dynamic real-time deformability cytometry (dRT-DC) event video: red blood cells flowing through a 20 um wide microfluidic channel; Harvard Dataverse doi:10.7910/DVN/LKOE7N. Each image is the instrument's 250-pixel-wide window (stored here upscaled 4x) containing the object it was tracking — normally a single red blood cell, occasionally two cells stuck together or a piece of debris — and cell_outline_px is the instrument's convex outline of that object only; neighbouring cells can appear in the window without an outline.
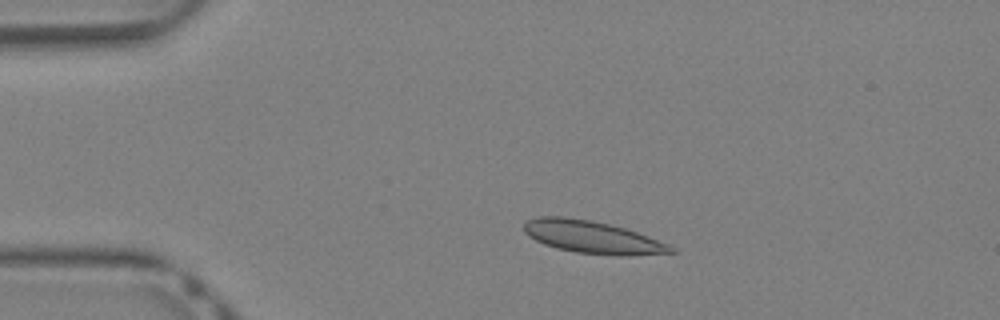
{"species": "Egyptian fruit bat (a non-hibernating species)", "species_latin": "Rousettus aegyptiacus", "temperature_condition": "warm", "stored_images_in_passage": 35, "camera_frame_rate_fps": 3000, "um_per_image_px": 0.085, "animal": {"sex": "female"}, "frame": {"image": 1, "passage_image": 3, "time_ms": 0.667, "image_size_px": [1000, 320], "cell_outline_px": [[676, 252], [628, 256], [620, 256], [576, 252], [556, 248], [544, 244], [528, 236], [524, 232], [524, 220], [536, 216], [564, 216], [588, 220], [608, 224], [624, 228], [636, 232], [668, 244], [676, 248]], "centroid_in_image_um": [50.3, 20.15], "position_along_channel_um": 34.7, "area_um2": 27.8}}
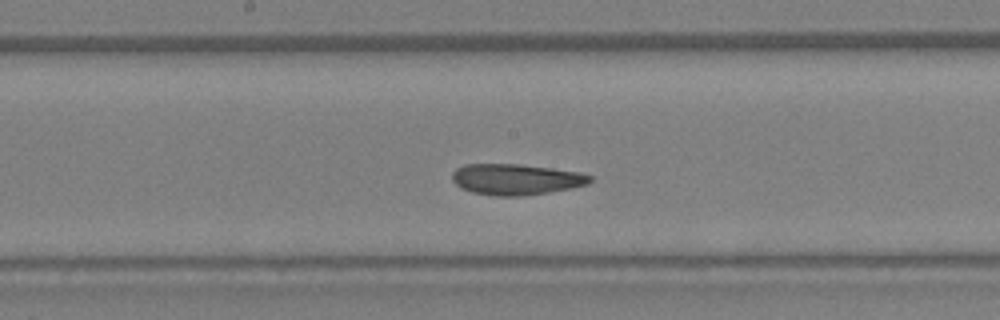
{"frame": {"image": 2, "passage_image": 16, "time_ms": 5.0, "image_size_px": [1000, 320], "cell_outline_px": [[592, 180], [588, 184], [572, 188], [524, 196], [496, 196], [472, 192], [460, 188], [452, 180], [452, 172], [456, 168], [464, 164], [520, 164], [552, 168], [580, 172], [592, 176]], "centroid_in_image_um": [43.85, 15.24], "position_along_channel_um": 204.4, "area_um2": 25.03}}
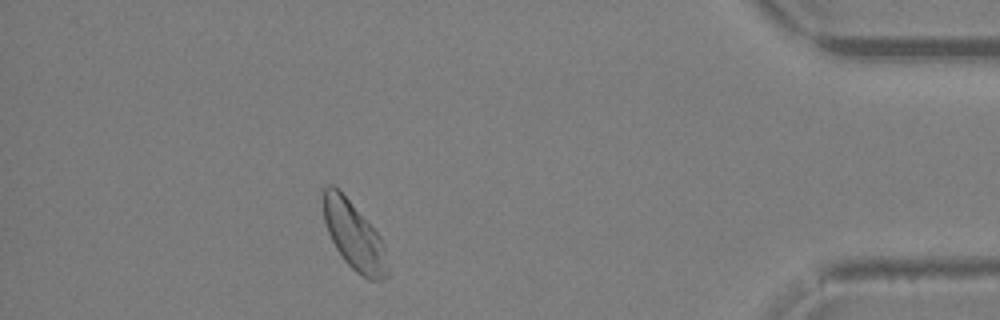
{"frame": {"image": 3, "passage_image": 31, "time_ms": 10.0, "image_size_px": [1000, 320], "cell_outline_px": [[388, 276], [380, 280], [368, 280], [356, 272], [344, 260], [336, 248], [328, 232], [324, 220], [324, 188], [328, 184], [332, 184], [340, 188], [380, 236], [384, 244], [388, 268]], "centroid_in_image_um": [30.1, 20.03], "position_along_channel_um": 405.1, "area_um2": 25.37}, "authors_computed_cell_mechanics": {"area_um2": 25.432, "velocity_mm_per_s": 4.9711, "shape_relaxation_time_tau1_ms": 7.9519, "shape_relaxation_time_tau2_ms": 1.1232, "deformation_change_tau1": 0.1884, "deformation_change_tau2": 0.0585}}